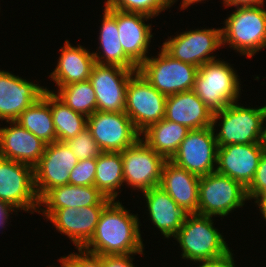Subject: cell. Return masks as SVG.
<instances>
[{"mask_svg": "<svg viewBox=\"0 0 266 267\" xmlns=\"http://www.w3.org/2000/svg\"><path fill=\"white\" fill-rule=\"evenodd\" d=\"M232 255L233 253L230 251L225 256L217 259L199 261L198 267H236Z\"/></svg>", "mask_w": 266, "mask_h": 267, "instance_id": "obj_38", "label": "cell"}, {"mask_svg": "<svg viewBox=\"0 0 266 267\" xmlns=\"http://www.w3.org/2000/svg\"><path fill=\"white\" fill-rule=\"evenodd\" d=\"M167 40L162 48L170 56L199 68L216 60V56L210 54L222 47V29L190 30Z\"/></svg>", "mask_w": 266, "mask_h": 267, "instance_id": "obj_14", "label": "cell"}, {"mask_svg": "<svg viewBox=\"0 0 266 267\" xmlns=\"http://www.w3.org/2000/svg\"><path fill=\"white\" fill-rule=\"evenodd\" d=\"M15 121L46 144L55 142L56 132L50 109V91L46 90L43 96L26 108Z\"/></svg>", "mask_w": 266, "mask_h": 267, "instance_id": "obj_28", "label": "cell"}, {"mask_svg": "<svg viewBox=\"0 0 266 267\" xmlns=\"http://www.w3.org/2000/svg\"><path fill=\"white\" fill-rule=\"evenodd\" d=\"M238 80V75L229 63L216 59L198 68L193 91L216 113L239 101L241 87Z\"/></svg>", "mask_w": 266, "mask_h": 267, "instance_id": "obj_3", "label": "cell"}, {"mask_svg": "<svg viewBox=\"0 0 266 267\" xmlns=\"http://www.w3.org/2000/svg\"><path fill=\"white\" fill-rule=\"evenodd\" d=\"M95 187L108 199L115 200L124 183L121 152H102L96 158Z\"/></svg>", "mask_w": 266, "mask_h": 267, "instance_id": "obj_29", "label": "cell"}, {"mask_svg": "<svg viewBox=\"0 0 266 267\" xmlns=\"http://www.w3.org/2000/svg\"><path fill=\"white\" fill-rule=\"evenodd\" d=\"M78 159L66 142L47 144L34 168V183L39 200L52 188L69 184L70 172Z\"/></svg>", "mask_w": 266, "mask_h": 267, "instance_id": "obj_13", "label": "cell"}, {"mask_svg": "<svg viewBox=\"0 0 266 267\" xmlns=\"http://www.w3.org/2000/svg\"><path fill=\"white\" fill-rule=\"evenodd\" d=\"M265 150L263 143L231 144L218 147L216 172L240 182L247 188L255 177Z\"/></svg>", "mask_w": 266, "mask_h": 267, "instance_id": "obj_16", "label": "cell"}, {"mask_svg": "<svg viewBox=\"0 0 266 267\" xmlns=\"http://www.w3.org/2000/svg\"><path fill=\"white\" fill-rule=\"evenodd\" d=\"M0 201L15 212V209L39 212L32 166L0 157Z\"/></svg>", "mask_w": 266, "mask_h": 267, "instance_id": "obj_8", "label": "cell"}, {"mask_svg": "<svg viewBox=\"0 0 266 267\" xmlns=\"http://www.w3.org/2000/svg\"><path fill=\"white\" fill-rule=\"evenodd\" d=\"M79 253L61 257L68 267H102V256L89 253L83 249H78Z\"/></svg>", "mask_w": 266, "mask_h": 267, "instance_id": "obj_35", "label": "cell"}, {"mask_svg": "<svg viewBox=\"0 0 266 267\" xmlns=\"http://www.w3.org/2000/svg\"><path fill=\"white\" fill-rule=\"evenodd\" d=\"M204 0H182L181 10L187 8L189 5L196 3V2H201Z\"/></svg>", "mask_w": 266, "mask_h": 267, "instance_id": "obj_42", "label": "cell"}, {"mask_svg": "<svg viewBox=\"0 0 266 267\" xmlns=\"http://www.w3.org/2000/svg\"><path fill=\"white\" fill-rule=\"evenodd\" d=\"M246 188L238 181L216 171L199 180L198 214L224 217L244 206Z\"/></svg>", "mask_w": 266, "mask_h": 267, "instance_id": "obj_7", "label": "cell"}, {"mask_svg": "<svg viewBox=\"0 0 266 267\" xmlns=\"http://www.w3.org/2000/svg\"><path fill=\"white\" fill-rule=\"evenodd\" d=\"M212 216L188 214L178 233L173 237L179 242L182 258L195 263L225 256L231 250L224 236L213 226Z\"/></svg>", "mask_w": 266, "mask_h": 267, "instance_id": "obj_2", "label": "cell"}, {"mask_svg": "<svg viewBox=\"0 0 266 267\" xmlns=\"http://www.w3.org/2000/svg\"><path fill=\"white\" fill-rule=\"evenodd\" d=\"M262 6L236 8L221 28L222 45L228 43L247 57L266 48V9Z\"/></svg>", "mask_w": 266, "mask_h": 267, "instance_id": "obj_4", "label": "cell"}, {"mask_svg": "<svg viewBox=\"0 0 266 267\" xmlns=\"http://www.w3.org/2000/svg\"><path fill=\"white\" fill-rule=\"evenodd\" d=\"M117 21L119 40L124 52L140 66L149 56L148 47L153 37L151 25L145 24V20L152 17L133 12H124L114 8L105 7Z\"/></svg>", "mask_w": 266, "mask_h": 267, "instance_id": "obj_19", "label": "cell"}, {"mask_svg": "<svg viewBox=\"0 0 266 267\" xmlns=\"http://www.w3.org/2000/svg\"><path fill=\"white\" fill-rule=\"evenodd\" d=\"M213 114L193 90L169 95L166 98L164 118L187 126L191 130L212 126Z\"/></svg>", "mask_w": 266, "mask_h": 267, "instance_id": "obj_22", "label": "cell"}, {"mask_svg": "<svg viewBox=\"0 0 266 267\" xmlns=\"http://www.w3.org/2000/svg\"><path fill=\"white\" fill-rule=\"evenodd\" d=\"M190 130L187 126L163 118L141 132V135L144 134L141 139L163 158L171 160Z\"/></svg>", "mask_w": 266, "mask_h": 267, "instance_id": "obj_27", "label": "cell"}, {"mask_svg": "<svg viewBox=\"0 0 266 267\" xmlns=\"http://www.w3.org/2000/svg\"><path fill=\"white\" fill-rule=\"evenodd\" d=\"M112 200L106 198L94 185H63L49 190L39 201L46 208L40 210H58L61 208H80L95 205H108Z\"/></svg>", "mask_w": 266, "mask_h": 267, "instance_id": "obj_25", "label": "cell"}, {"mask_svg": "<svg viewBox=\"0 0 266 267\" xmlns=\"http://www.w3.org/2000/svg\"><path fill=\"white\" fill-rule=\"evenodd\" d=\"M59 262H61V266L60 267H68L62 260L59 259Z\"/></svg>", "mask_w": 266, "mask_h": 267, "instance_id": "obj_44", "label": "cell"}, {"mask_svg": "<svg viewBox=\"0 0 266 267\" xmlns=\"http://www.w3.org/2000/svg\"><path fill=\"white\" fill-rule=\"evenodd\" d=\"M87 128L102 152H122L141 138L125 112L95 111L87 117Z\"/></svg>", "mask_w": 266, "mask_h": 267, "instance_id": "obj_10", "label": "cell"}, {"mask_svg": "<svg viewBox=\"0 0 266 267\" xmlns=\"http://www.w3.org/2000/svg\"><path fill=\"white\" fill-rule=\"evenodd\" d=\"M96 158L80 160L70 172L69 184L95 186Z\"/></svg>", "mask_w": 266, "mask_h": 267, "instance_id": "obj_34", "label": "cell"}, {"mask_svg": "<svg viewBox=\"0 0 266 267\" xmlns=\"http://www.w3.org/2000/svg\"><path fill=\"white\" fill-rule=\"evenodd\" d=\"M61 51L58 64L50 74V78L58 87L89 80L93 65V54L80 44L73 47L68 40L59 50Z\"/></svg>", "mask_w": 266, "mask_h": 267, "instance_id": "obj_24", "label": "cell"}, {"mask_svg": "<svg viewBox=\"0 0 266 267\" xmlns=\"http://www.w3.org/2000/svg\"><path fill=\"white\" fill-rule=\"evenodd\" d=\"M214 130L212 126L190 130L170 161L199 177L215 172L218 146Z\"/></svg>", "mask_w": 266, "mask_h": 267, "instance_id": "obj_11", "label": "cell"}, {"mask_svg": "<svg viewBox=\"0 0 266 267\" xmlns=\"http://www.w3.org/2000/svg\"><path fill=\"white\" fill-rule=\"evenodd\" d=\"M14 212L13 209H11L6 203L0 201V227L4 228V225L7 223V220L9 218V212ZM5 223V224H4Z\"/></svg>", "mask_w": 266, "mask_h": 267, "instance_id": "obj_40", "label": "cell"}, {"mask_svg": "<svg viewBox=\"0 0 266 267\" xmlns=\"http://www.w3.org/2000/svg\"><path fill=\"white\" fill-rule=\"evenodd\" d=\"M46 91L43 86L0 70V120L15 121Z\"/></svg>", "mask_w": 266, "mask_h": 267, "instance_id": "obj_18", "label": "cell"}, {"mask_svg": "<svg viewBox=\"0 0 266 267\" xmlns=\"http://www.w3.org/2000/svg\"><path fill=\"white\" fill-rule=\"evenodd\" d=\"M124 183L134 190L146 191L160 184L162 169L167 161L141 138L121 152Z\"/></svg>", "mask_w": 266, "mask_h": 267, "instance_id": "obj_12", "label": "cell"}, {"mask_svg": "<svg viewBox=\"0 0 266 267\" xmlns=\"http://www.w3.org/2000/svg\"><path fill=\"white\" fill-rule=\"evenodd\" d=\"M99 48L102 52H93L95 63L117 65L125 69L138 70V65L124 52L119 40L116 18L105 8L100 27Z\"/></svg>", "mask_w": 266, "mask_h": 267, "instance_id": "obj_26", "label": "cell"}, {"mask_svg": "<svg viewBox=\"0 0 266 267\" xmlns=\"http://www.w3.org/2000/svg\"><path fill=\"white\" fill-rule=\"evenodd\" d=\"M264 121H266V105L264 106ZM262 143L266 148V127H263V139Z\"/></svg>", "mask_w": 266, "mask_h": 267, "instance_id": "obj_43", "label": "cell"}, {"mask_svg": "<svg viewBox=\"0 0 266 267\" xmlns=\"http://www.w3.org/2000/svg\"><path fill=\"white\" fill-rule=\"evenodd\" d=\"M138 220L119 201L112 200L103 209L93 236L82 249L101 256L143 254Z\"/></svg>", "mask_w": 266, "mask_h": 267, "instance_id": "obj_1", "label": "cell"}, {"mask_svg": "<svg viewBox=\"0 0 266 267\" xmlns=\"http://www.w3.org/2000/svg\"><path fill=\"white\" fill-rule=\"evenodd\" d=\"M246 193L248 200L266 194V150L261 156L253 181L246 188Z\"/></svg>", "mask_w": 266, "mask_h": 267, "instance_id": "obj_36", "label": "cell"}, {"mask_svg": "<svg viewBox=\"0 0 266 267\" xmlns=\"http://www.w3.org/2000/svg\"><path fill=\"white\" fill-rule=\"evenodd\" d=\"M138 71L160 93L169 96L193 90L198 67L170 56L161 48L157 57H148Z\"/></svg>", "mask_w": 266, "mask_h": 267, "instance_id": "obj_6", "label": "cell"}, {"mask_svg": "<svg viewBox=\"0 0 266 267\" xmlns=\"http://www.w3.org/2000/svg\"><path fill=\"white\" fill-rule=\"evenodd\" d=\"M54 93L72 110L86 117L97 111L95 90L89 80L61 86L57 94Z\"/></svg>", "mask_w": 266, "mask_h": 267, "instance_id": "obj_31", "label": "cell"}, {"mask_svg": "<svg viewBox=\"0 0 266 267\" xmlns=\"http://www.w3.org/2000/svg\"><path fill=\"white\" fill-rule=\"evenodd\" d=\"M66 143L79 161L97 158L102 153L87 127Z\"/></svg>", "mask_w": 266, "mask_h": 267, "instance_id": "obj_33", "label": "cell"}, {"mask_svg": "<svg viewBox=\"0 0 266 267\" xmlns=\"http://www.w3.org/2000/svg\"><path fill=\"white\" fill-rule=\"evenodd\" d=\"M136 71L117 65H93L89 81L95 90L97 111L125 112L126 88Z\"/></svg>", "mask_w": 266, "mask_h": 267, "instance_id": "obj_15", "label": "cell"}, {"mask_svg": "<svg viewBox=\"0 0 266 267\" xmlns=\"http://www.w3.org/2000/svg\"><path fill=\"white\" fill-rule=\"evenodd\" d=\"M154 226L166 237H174L188 215L160 186L143 191Z\"/></svg>", "mask_w": 266, "mask_h": 267, "instance_id": "obj_23", "label": "cell"}, {"mask_svg": "<svg viewBox=\"0 0 266 267\" xmlns=\"http://www.w3.org/2000/svg\"><path fill=\"white\" fill-rule=\"evenodd\" d=\"M264 2V0H223V3L226 7L235 6L236 8L251 7L257 5H263L264 7Z\"/></svg>", "mask_w": 266, "mask_h": 267, "instance_id": "obj_39", "label": "cell"}, {"mask_svg": "<svg viewBox=\"0 0 266 267\" xmlns=\"http://www.w3.org/2000/svg\"><path fill=\"white\" fill-rule=\"evenodd\" d=\"M200 177L167 160L162 169L159 186L187 214H198Z\"/></svg>", "mask_w": 266, "mask_h": 267, "instance_id": "obj_21", "label": "cell"}, {"mask_svg": "<svg viewBox=\"0 0 266 267\" xmlns=\"http://www.w3.org/2000/svg\"><path fill=\"white\" fill-rule=\"evenodd\" d=\"M254 201L257 203L260 212L262 213V217L266 220V194L258 196Z\"/></svg>", "mask_w": 266, "mask_h": 267, "instance_id": "obj_41", "label": "cell"}, {"mask_svg": "<svg viewBox=\"0 0 266 267\" xmlns=\"http://www.w3.org/2000/svg\"><path fill=\"white\" fill-rule=\"evenodd\" d=\"M166 98L136 71L126 88L125 113L141 133L165 117Z\"/></svg>", "mask_w": 266, "mask_h": 267, "instance_id": "obj_9", "label": "cell"}, {"mask_svg": "<svg viewBox=\"0 0 266 267\" xmlns=\"http://www.w3.org/2000/svg\"><path fill=\"white\" fill-rule=\"evenodd\" d=\"M50 91V109L56 132V141L67 142L87 127V117L75 112Z\"/></svg>", "mask_w": 266, "mask_h": 267, "instance_id": "obj_30", "label": "cell"}, {"mask_svg": "<svg viewBox=\"0 0 266 267\" xmlns=\"http://www.w3.org/2000/svg\"><path fill=\"white\" fill-rule=\"evenodd\" d=\"M130 255L102 256V267H135Z\"/></svg>", "mask_w": 266, "mask_h": 267, "instance_id": "obj_37", "label": "cell"}, {"mask_svg": "<svg viewBox=\"0 0 266 267\" xmlns=\"http://www.w3.org/2000/svg\"><path fill=\"white\" fill-rule=\"evenodd\" d=\"M219 119H221V124H219L221 129L215 134L218 147L262 143L264 106L247 108L235 102L213 114V128L217 126Z\"/></svg>", "mask_w": 266, "mask_h": 267, "instance_id": "obj_5", "label": "cell"}, {"mask_svg": "<svg viewBox=\"0 0 266 267\" xmlns=\"http://www.w3.org/2000/svg\"><path fill=\"white\" fill-rule=\"evenodd\" d=\"M107 205H95L80 208H61L41 210L42 215L50 220L55 228L67 235L76 248L82 249L94 234L103 209Z\"/></svg>", "mask_w": 266, "mask_h": 267, "instance_id": "obj_17", "label": "cell"}, {"mask_svg": "<svg viewBox=\"0 0 266 267\" xmlns=\"http://www.w3.org/2000/svg\"><path fill=\"white\" fill-rule=\"evenodd\" d=\"M11 126L0 127V157L34 167L46 148V143L16 121Z\"/></svg>", "mask_w": 266, "mask_h": 267, "instance_id": "obj_20", "label": "cell"}, {"mask_svg": "<svg viewBox=\"0 0 266 267\" xmlns=\"http://www.w3.org/2000/svg\"><path fill=\"white\" fill-rule=\"evenodd\" d=\"M176 0H107L105 7L124 12L142 13L150 17L158 16L168 9Z\"/></svg>", "mask_w": 266, "mask_h": 267, "instance_id": "obj_32", "label": "cell"}]
</instances>
